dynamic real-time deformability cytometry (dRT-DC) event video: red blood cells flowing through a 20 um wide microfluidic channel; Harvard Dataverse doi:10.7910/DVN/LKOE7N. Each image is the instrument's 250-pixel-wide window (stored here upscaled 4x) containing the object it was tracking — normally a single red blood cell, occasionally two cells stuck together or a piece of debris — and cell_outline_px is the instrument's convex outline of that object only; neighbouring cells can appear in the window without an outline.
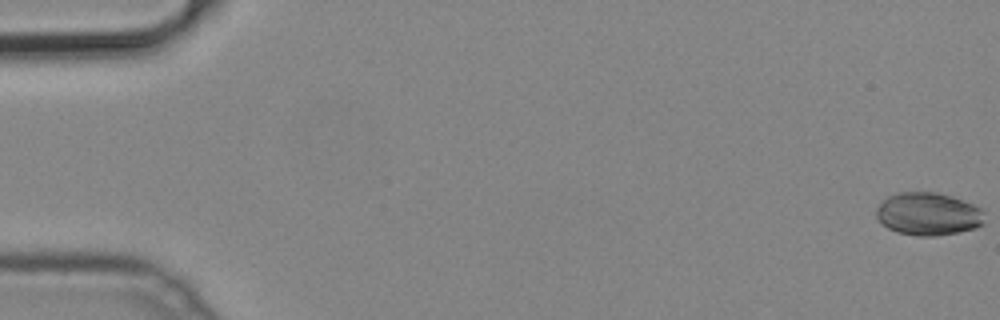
{"species": "common noctule bat (a hibernating species)", "species_latin": "Nyctalus noctula", "temperature_condition": "cold", "stored_images_in_passage": 52, "camera_frame_rate_fps": 3000, "um_per_image_px": 0.085, "animal": {"sex": "male", "body_mass_g": 19.2, "forearm_length_mm": 51.8}, "frame": {"image": 1, "passage_image": 1, "time_ms": 0.0, "image_size_px": [1000, 320], "cell_outline_px": [[984, 224], [976, 228], [960, 232], [936, 236], [916, 236], [896, 232], [888, 228], [876, 216], [876, 208], [888, 196], [896, 192], [936, 192], [952, 196], [972, 204], [980, 208], [984, 212]], "centroid_in_image_um": [78.91, 18.19], "position_along_channel_um": 6.1, "area_um2": 27.17}}
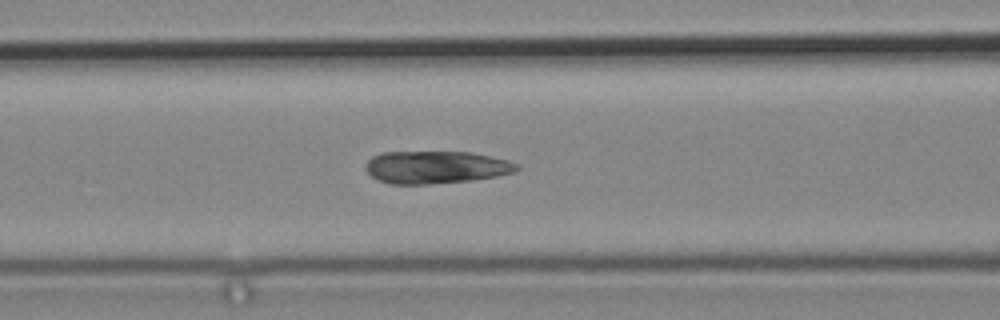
{"frame": {"image": 2, "passage_image": 22, "time_ms": 7.0, "image_size_px": [1000, 320], "cell_outline_px": [[520, 168], [516, 172], [496, 176], [472, 180], [428, 184], [392, 184], [380, 180], [372, 176], [364, 168], [368, 160], [372, 156], [380, 152], [472, 152], [508, 160], [520, 164]], "centroid_in_image_um": [37.08, 14.21], "position_along_channel_um": 129.5, "area_um2": 28.78}}
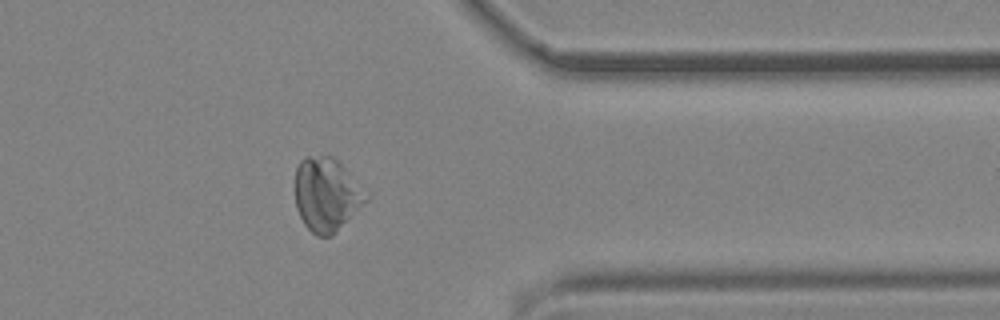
{"frame": {"image": 3, "passage_image": 42, "time_ms": 13.667, "image_size_px": [1000, 320], "cell_outline_px": [[368, 200], [332, 236], [316, 236], [304, 224], [296, 208], [296, 168], [300, 160], [304, 156], [332, 156], [344, 168], [368, 196]], "centroid_in_image_um": [27.72, 16.55], "position_along_channel_um": 383.7, "area_um2": 29.94}}